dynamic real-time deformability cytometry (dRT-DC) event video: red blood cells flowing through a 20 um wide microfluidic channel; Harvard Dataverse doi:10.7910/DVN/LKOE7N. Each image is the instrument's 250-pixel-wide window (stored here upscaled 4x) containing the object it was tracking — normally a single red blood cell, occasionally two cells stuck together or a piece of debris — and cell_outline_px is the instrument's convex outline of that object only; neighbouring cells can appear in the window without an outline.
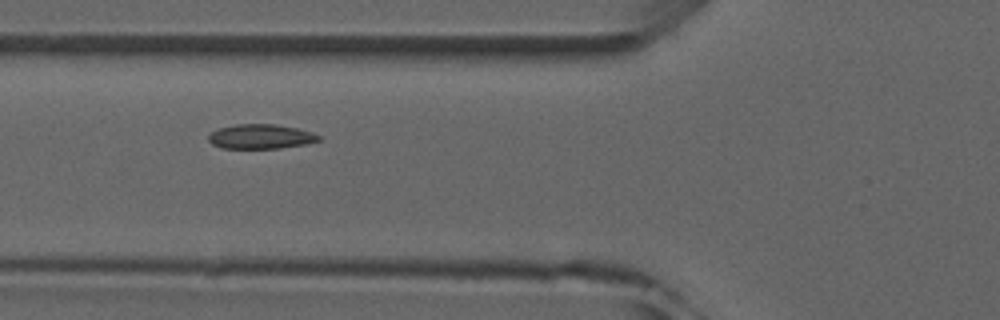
{"species": "common noctule bat (a hibernating species)", "species_latin": "Nyctalus noctula", "temperature_condition": "room temperature", "stored_images_in_passage": 8, "camera_frame_rate_fps": 3000, "um_per_image_px": 0.085, "animal": {"sex": "male", "forearm_length_mm": 52.5}, "frame": {"image": 1, "passage_image": 6, "time_ms": 5.667, "image_size_px": [1000, 320], "cell_outline_px": [[320, 140], [304, 144], [280, 148], [224, 148], [212, 144], [208, 140], [208, 136], [212, 132], [220, 128], [236, 124], [276, 124], [296, 128], [312, 132], [320, 136]], "centroid_in_image_um": [22.16, 11.6], "position_along_channel_um": 103.6, "area_um2": 15.61}}
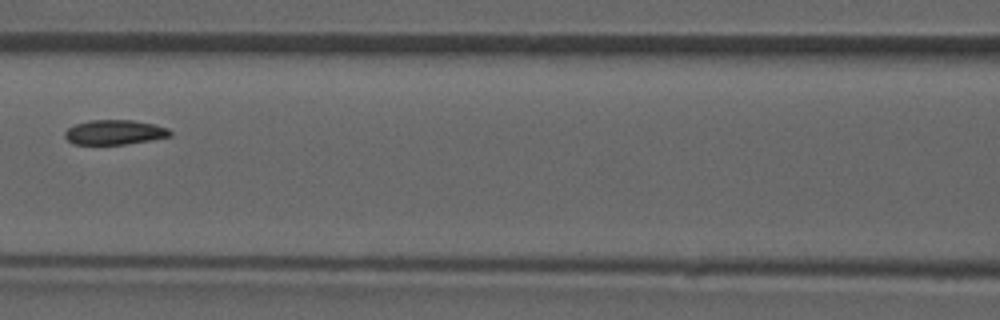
{"frame": {"image": 2, "passage_image": 7, "time_ms": 7.0, "image_size_px": [1000, 320], "cell_outline_px": [[172, 136], [152, 140], [128, 144], [72, 144], [64, 136], [64, 132], [68, 128], [76, 124], [92, 120], [132, 120], [152, 124], [168, 128], [172, 132]], "centroid_in_image_um": [9.75, 11.25], "position_along_channel_um": 156.8, "area_um2": 15.14}}